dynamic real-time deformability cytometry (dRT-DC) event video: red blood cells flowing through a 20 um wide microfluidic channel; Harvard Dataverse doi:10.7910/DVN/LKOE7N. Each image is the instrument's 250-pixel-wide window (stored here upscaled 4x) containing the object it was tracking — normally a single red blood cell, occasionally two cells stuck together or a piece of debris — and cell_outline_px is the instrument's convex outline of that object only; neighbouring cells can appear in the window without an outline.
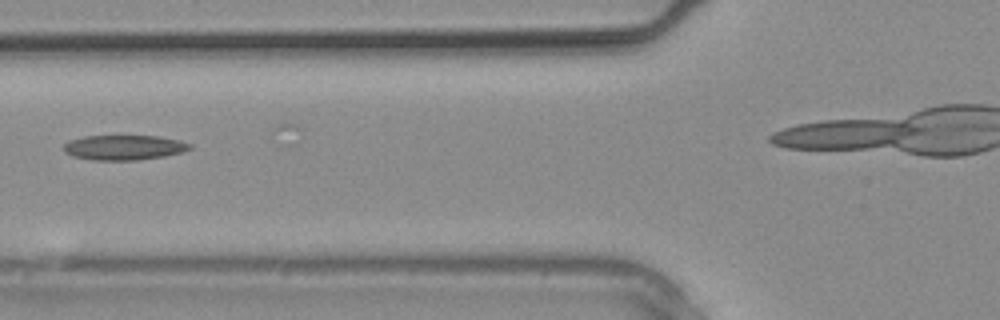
{"species": "common noctule bat (a hibernating species)", "species_latin": "Nyctalus noctula", "temperature_condition": "warm", "stored_images_in_passage": 9, "camera_frame_rate_fps": 3000, "um_per_image_px": 0.085, "animal": {"sex": "male", "body_mass_g": 20.4}, "frame": {"image": 1, "passage_image": 7, "time_ms": 2.0, "image_size_px": [1000, 320], "cell_outline_px": [[192, 148], [180, 152], [164, 156], [136, 160], [92, 160], [72, 156], [64, 152], [64, 144], [68, 140], [84, 136], [160, 136], [180, 140], [192, 144]], "centroid_in_image_um": [10.52, 12.53], "position_along_channel_um": 115.3, "area_um2": 18.38}}